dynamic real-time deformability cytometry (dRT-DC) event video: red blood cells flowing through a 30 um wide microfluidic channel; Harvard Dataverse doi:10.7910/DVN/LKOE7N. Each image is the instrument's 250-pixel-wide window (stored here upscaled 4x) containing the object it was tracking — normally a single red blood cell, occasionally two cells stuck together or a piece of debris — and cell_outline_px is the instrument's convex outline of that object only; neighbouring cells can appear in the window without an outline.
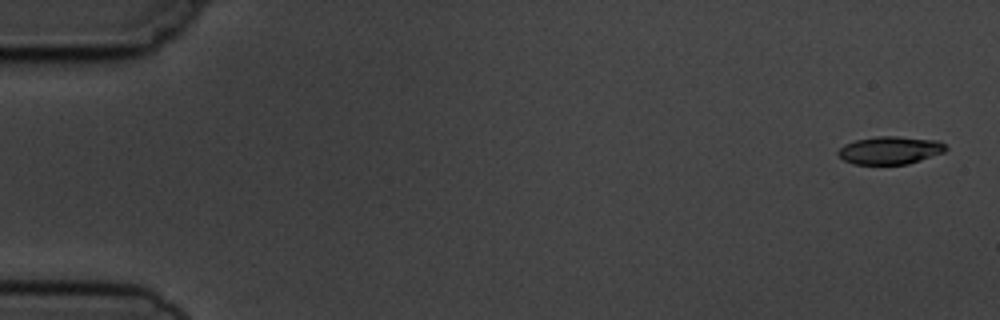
{"species": "common noctule bat (a hibernating species)", "species_latin": "Nyctalus noctula", "temperature_condition": "cold", "stored_images_in_passage": 5, "camera_frame_rate_fps": 3000, "um_per_image_px": 0.085, "animal": {"sex": "male", "body_mass_g": 19.5, "forearm_length_mm": 54.6}, "frame": {"image": 1, "passage_image": 1, "time_ms": 0.0, "image_size_px": [1000, 320], "cell_outline_px": [[948, 148], [944, 152], [908, 164], [852, 164], [844, 160], [836, 152], [844, 144], [856, 140], [876, 136], [896, 136], [940, 140]], "centroid_in_image_um": [75.66, 12.76], "position_along_channel_um": 9.3, "area_um2": 17.51}}
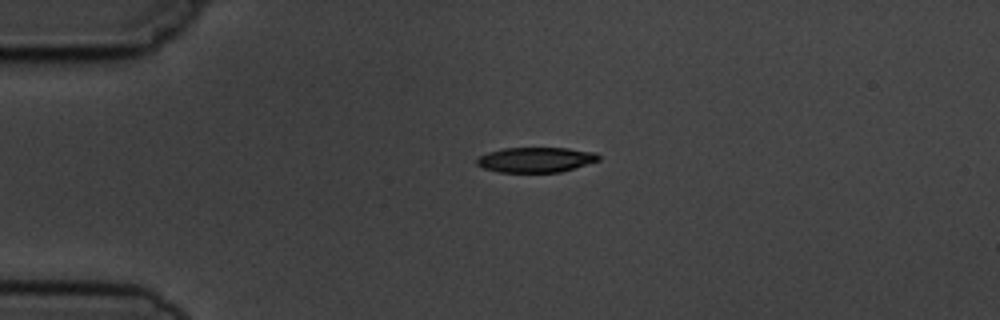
{"frame": {"image": 2, "passage_image": 4, "time_ms": 3.667, "image_size_px": [1000, 320], "cell_outline_px": [[600, 160], [560, 172], [500, 172], [484, 168], [476, 164], [476, 160], [480, 156], [488, 152], [504, 148], [568, 148], [596, 152], [600, 156]], "centroid_in_image_um": [45.56, 13.57], "position_along_channel_um": 39.4, "area_um2": 17.74}}